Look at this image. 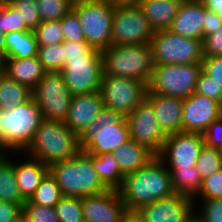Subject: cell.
<instances>
[{"label": "cell", "mask_w": 222, "mask_h": 222, "mask_svg": "<svg viewBox=\"0 0 222 222\" xmlns=\"http://www.w3.org/2000/svg\"><path fill=\"white\" fill-rule=\"evenodd\" d=\"M9 222H25V220H24V218H23V216L21 214L17 219H15L13 221H9Z\"/></svg>", "instance_id": "obj_56"}, {"label": "cell", "mask_w": 222, "mask_h": 222, "mask_svg": "<svg viewBox=\"0 0 222 222\" xmlns=\"http://www.w3.org/2000/svg\"><path fill=\"white\" fill-rule=\"evenodd\" d=\"M194 210L192 198L174 193L168 198L143 205L137 211L145 222H187L195 213Z\"/></svg>", "instance_id": "obj_16"}, {"label": "cell", "mask_w": 222, "mask_h": 222, "mask_svg": "<svg viewBox=\"0 0 222 222\" xmlns=\"http://www.w3.org/2000/svg\"><path fill=\"white\" fill-rule=\"evenodd\" d=\"M0 54L6 56L5 34L0 32Z\"/></svg>", "instance_id": "obj_54"}, {"label": "cell", "mask_w": 222, "mask_h": 222, "mask_svg": "<svg viewBox=\"0 0 222 222\" xmlns=\"http://www.w3.org/2000/svg\"><path fill=\"white\" fill-rule=\"evenodd\" d=\"M195 167L203 179L211 176L222 168V150L204 144Z\"/></svg>", "instance_id": "obj_34"}, {"label": "cell", "mask_w": 222, "mask_h": 222, "mask_svg": "<svg viewBox=\"0 0 222 222\" xmlns=\"http://www.w3.org/2000/svg\"><path fill=\"white\" fill-rule=\"evenodd\" d=\"M183 0H139L137 5L155 31L171 27Z\"/></svg>", "instance_id": "obj_22"}, {"label": "cell", "mask_w": 222, "mask_h": 222, "mask_svg": "<svg viewBox=\"0 0 222 222\" xmlns=\"http://www.w3.org/2000/svg\"><path fill=\"white\" fill-rule=\"evenodd\" d=\"M54 209L59 222H82L84 220L80 197L63 196Z\"/></svg>", "instance_id": "obj_35"}, {"label": "cell", "mask_w": 222, "mask_h": 222, "mask_svg": "<svg viewBox=\"0 0 222 222\" xmlns=\"http://www.w3.org/2000/svg\"><path fill=\"white\" fill-rule=\"evenodd\" d=\"M63 197L60 187L50 172L43 178L42 182L33 195L24 204H36L54 207Z\"/></svg>", "instance_id": "obj_31"}, {"label": "cell", "mask_w": 222, "mask_h": 222, "mask_svg": "<svg viewBox=\"0 0 222 222\" xmlns=\"http://www.w3.org/2000/svg\"><path fill=\"white\" fill-rule=\"evenodd\" d=\"M4 152L1 150V148H0V156L3 154Z\"/></svg>", "instance_id": "obj_60"}, {"label": "cell", "mask_w": 222, "mask_h": 222, "mask_svg": "<svg viewBox=\"0 0 222 222\" xmlns=\"http://www.w3.org/2000/svg\"><path fill=\"white\" fill-rule=\"evenodd\" d=\"M7 58H29L37 56L38 43L32 30L15 31L5 34Z\"/></svg>", "instance_id": "obj_29"}, {"label": "cell", "mask_w": 222, "mask_h": 222, "mask_svg": "<svg viewBox=\"0 0 222 222\" xmlns=\"http://www.w3.org/2000/svg\"><path fill=\"white\" fill-rule=\"evenodd\" d=\"M204 57L222 56V29L210 35H203Z\"/></svg>", "instance_id": "obj_46"}, {"label": "cell", "mask_w": 222, "mask_h": 222, "mask_svg": "<svg viewBox=\"0 0 222 222\" xmlns=\"http://www.w3.org/2000/svg\"><path fill=\"white\" fill-rule=\"evenodd\" d=\"M30 31L19 12L8 2L0 3V32Z\"/></svg>", "instance_id": "obj_37"}, {"label": "cell", "mask_w": 222, "mask_h": 222, "mask_svg": "<svg viewBox=\"0 0 222 222\" xmlns=\"http://www.w3.org/2000/svg\"><path fill=\"white\" fill-rule=\"evenodd\" d=\"M167 169L170 173L173 191L192 198L195 205L198 204L196 203V195L201 190L203 178L197 171L196 167Z\"/></svg>", "instance_id": "obj_27"}, {"label": "cell", "mask_w": 222, "mask_h": 222, "mask_svg": "<svg viewBox=\"0 0 222 222\" xmlns=\"http://www.w3.org/2000/svg\"><path fill=\"white\" fill-rule=\"evenodd\" d=\"M6 60L7 57L0 54V77L6 74Z\"/></svg>", "instance_id": "obj_53"}, {"label": "cell", "mask_w": 222, "mask_h": 222, "mask_svg": "<svg viewBox=\"0 0 222 222\" xmlns=\"http://www.w3.org/2000/svg\"><path fill=\"white\" fill-rule=\"evenodd\" d=\"M45 73L46 71L37 56L7 58L6 60V75L31 90L35 88Z\"/></svg>", "instance_id": "obj_25"}, {"label": "cell", "mask_w": 222, "mask_h": 222, "mask_svg": "<svg viewBox=\"0 0 222 222\" xmlns=\"http://www.w3.org/2000/svg\"><path fill=\"white\" fill-rule=\"evenodd\" d=\"M32 94L44 120H65L73 95L67 89L61 72H46Z\"/></svg>", "instance_id": "obj_13"}, {"label": "cell", "mask_w": 222, "mask_h": 222, "mask_svg": "<svg viewBox=\"0 0 222 222\" xmlns=\"http://www.w3.org/2000/svg\"><path fill=\"white\" fill-rule=\"evenodd\" d=\"M202 71L222 87V56L204 57Z\"/></svg>", "instance_id": "obj_45"}, {"label": "cell", "mask_w": 222, "mask_h": 222, "mask_svg": "<svg viewBox=\"0 0 222 222\" xmlns=\"http://www.w3.org/2000/svg\"><path fill=\"white\" fill-rule=\"evenodd\" d=\"M99 91L104 106L117 111L126 118L146 99L148 85L146 82L135 79L103 73Z\"/></svg>", "instance_id": "obj_10"}, {"label": "cell", "mask_w": 222, "mask_h": 222, "mask_svg": "<svg viewBox=\"0 0 222 222\" xmlns=\"http://www.w3.org/2000/svg\"><path fill=\"white\" fill-rule=\"evenodd\" d=\"M84 220L90 222H122L126 205L119 190L104 192L81 198Z\"/></svg>", "instance_id": "obj_18"}, {"label": "cell", "mask_w": 222, "mask_h": 222, "mask_svg": "<svg viewBox=\"0 0 222 222\" xmlns=\"http://www.w3.org/2000/svg\"><path fill=\"white\" fill-rule=\"evenodd\" d=\"M196 196L201 199H222V168L203 179L201 190Z\"/></svg>", "instance_id": "obj_42"}, {"label": "cell", "mask_w": 222, "mask_h": 222, "mask_svg": "<svg viewBox=\"0 0 222 222\" xmlns=\"http://www.w3.org/2000/svg\"><path fill=\"white\" fill-rule=\"evenodd\" d=\"M119 192L127 210H138L143 205L175 193L169 170L158 156L136 172L125 176Z\"/></svg>", "instance_id": "obj_1"}, {"label": "cell", "mask_w": 222, "mask_h": 222, "mask_svg": "<svg viewBox=\"0 0 222 222\" xmlns=\"http://www.w3.org/2000/svg\"><path fill=\"white\" fill-rule=\"evenodd\" d=\"M154 34L138 5L114 6L111 45L150 44Z\"/></svg>", "instance_id": "obj_11"}, {"label": "cell", "mask_w": 222, "mask_h": 222, "mask_svg": "<svg viewBox=\"0 0 222 222\" xmlns=\"http://www.w3.org/2000/svg\"><path fill=\"white\" fill-rule=\"evenodd\" d=\"M154 66L201 63L203 40L172 33L169 29L155 31L151 42Z\"/></svg>", "instance_id": "obj_8"}, {"label": "cell", "mask_w": 222, "mask_h": 222, "mask_svg": "<svg viewBox=\"0 0 222 222\" xmlns=\"http://www.w3.org/2000/svg\"><path fill=\"white\" fill-rule=\"evenodd\" d=\"M207 10L213 11L222 17V0H200Z\"/></svg>", "instance_id": "obj_50"}, {"label": "cell", "mask_w": 222, "mask_h": 222, "mask_svg": "<svg viewBox=\"0 0 222 222\" xmlns=\"http://www.w3.org/2000/svg\"><path fill=\"white\" fill-rule=\"evenodd\" d=\"M146 100L152 105L157 122L166 135L182 132V98L147 92Z\"/></svg>", "instance_id": "obj_21"}, {"label": "cell", "mask_w": 222, "mask_h": 222, "mask_svg": "<svg viewBox=\"0 0 222 222\" xmlns=\"http://www.w3.org/2000/svg\"><path fill=\"white\" fill-rule=\"evenodd\" d=\"M28 158V159H27ZM25 162L14 161V172L22 197L27 201L36 191L43 178L49 173V167L41 161L27 157Z\"/></svg>", "instance_id": "obj_23"}, {"label": "cell", "mask_w": 222, "mask_h": 222, "mask_svg": "<svg viewBox=\"0 0 222 222\" xmlns=\"http://www.w3.org/2000/svg\"><path fill=\"white\" fill-rule=\"evenodd\" d=\"M61 73L72 95L99 91L104 73L102 51L94 49L86 57L70 58Z\"/></svg>", "instance_id": "obj_12"}, {"label": "cell", "mask_w": 222, "mask_h": 222, "mask_svg": "<svg viewBox=\"0 0 222 222\" xmlns=\"http://www.w3.org/2000/svg\"><path fill=\"white\" fill-rule=\"evenodd\" d=\"M204 146L202 134L178 132L167 135L158 157L167 168H190L196 165Z\"/></svg>", "instance_id": "obj_15"}, {"label": "cell", "mask_w": 222, "mask_h": 222, "mask_svg": "<svg viewBox=\"0 0 222 222\" xmlns=\"http://www.w3.org/2000/svg\"><path fill=\"white\" fill-rule=\"evenodd\" d=\"M9 0H0V3L8 2Z\"/></svg>", "instance_id": "obj_59"}, {"label": "cell", "mask_w": 222, "mask_h": 222, "mask_svg": "<svg viewBox=\"0 0 222 222\" xmlns=\"http://www.w3.org/2000/svg\"><path fill=\"white\" fill-rule=\"evenodd\" d=\"M64 41L86 42L77 14L71 9L60 19Z\"/></svg>", "instance_id": "obj_40"}, {"label": "cell", "mask_w": 222, "mask_h": 222, "mask_svg": "<svg viewBox=\"0 0 222 222\" xmlns=\"http://www.w3.org/2000/svg\"><path fill=\"white\" fill-rule=\"evenodd\" d=\"M81 150V139L64 121L43 120L31 144L23 152L26 157L41 161L46 166L74 157ZM29 154V156H28Z\"/></svg>", "instance_id": "obj_2"}, {"label": "cell", "mask_w": 222, "mask_h": 222, "mask_svg": "<svg viewBox=\"0 0 222 222\" xmlns=\"http://www.w3.org/2000/svg\"><path fill=\"white\" fill-rule=\"evenodd\" d=\"M220 118V103L193 92L183 99L182 132L202 134L212 122Z\"/></svg>", "instance_id": "obj_17"}, {"label": "cell", "mask_w": 222, "mask_h": 222, "mask_svg": "<svg viewBox=\"0 0 222 222\" xmlns=\"http://www.w3.org/2000/svg\"><path fill=\"white\" fill-rule=\"evenodd\" d=\"M74 0H36L41 20H60L71 9Z\"/></svg>", "instance_id": "obj_36"}, {"label": "cell", "mask_w": 222, "mask_h": 222, "mask_svg": "<svg viewBox=\"0 0 222 222\" xmlns=\"http://www.w3.org/2000/svg\"><path fill=\"white\" fill-rule=\"evenodd\" d=\"M195 92L205 97L216 100L220 103L222 100V87L212 80L211 77L201 71L196 84Z\"/></svg>", "instance_id": "obj_43"}, {"label": "cell", "mask_w": 222, "mask_h": 222, "mask_svg": "<svg viewBox=\"0 0 222 222\" xmlns=\"http://www.w3.org/2000/svg\"><path fill=\"white\" fill-rule=\"evenodd\" d=\"M22 216L25 222H59L54 207L24 204Z\"/></svg>", "instance_id": "obj_39"}, {"label": "cell", "mask_w": 222, "mask_h": 222, "mask_svg": "<svg viewBox=\"0 0 222 222\" xmlns=\"http://www.w3.org/2000/svg\"><path fill=\"white\" fill-rule=\"evenodd\" d=\"M30 30H34L41 22V16L37 8L36 0H9Z\"/></svg>", "instance_id": "obj_38"}, {"label": "cell", "mask_w": 222, "mask_h": 222, "mask_svg": "<svg viewBox=\"0 0 222 222\" xmlns=\"http://www.w3.org/2000/svg\"><path fill=\"white\" fill-rule=\"evenodd\" d=\"M91 161L99 179L108 188L119 190L124 182V175L115 160L113 153L92 154Z\"/></svg>", "instance_id": "obj_28"}, {"label": "cell", "mask_w": 222, "mask_h": 222, "mask_svg": "<svg viewBox=\"0 0 222 222\" xmlns=\"http://www.w3.org/2000/svg\"><path fill=\"white\" fill-rule=\"evenodd\" d=\"M202 136L206 146L222 150V118L208 125Z\"/></svg>", "instance_id": "obj_44"}, {"label": "cell", "mask_w": 222, "mask_h": 222, "mask_svg": "<svg viewBox=\"0 0 222 222\" xmlns=\"http://www.w3.org/2000/svg\"><path fill=\"white\" fill-rule=\"evenodd\" d=\"M100 91L73 95L64 120L65 125L80 139L92 128L95 118L104 108Z\"/></svg>", "instance_id": "obj_19"}, {"label": "cell", "mask_w": 222, "mask_h": 222, "mask_svg": "<svg viewBox=\"0 0 222 222\" xmlns=\"http://www.w3.org/2000/svg\"><path fill=\"white\" fill-rule=\"evenodd\" d=\"M63 196L86 197L108 190L95 171L91 153L80 150L74 157L49 167Z\"/></svg>", "instance_id": "obj_3"}, {"label": "cell", "mask_w": 222, "mask_h": 222, "mask_svg": "<svg viewBox=\"0 0 222 222\" xmlns=\"http://www.w3.org/2000/svg\"><path fill=\"white\" fill-rule=\"evenodd\" d=\"M129 139L125 117L104 107L95 118L92 128L81 139V150L95 155L110 153Z\"/></svg>", "instance_id": "obj_6"}, {"label": "cell", "mask_w": 222, "mask_h": 222, "mask_svg": "<svg viewBox=\"0 0 222 222\" xmlns=\"http://www.w3.org/2000/svg\"><path fill=\"white\" fill-rule=\"evenodd\" d=\"M201 71V63L156 65L147 92L185 99L195 92Z\"/></svg>", "instance_id": "obj_9"}, {"label": "cell", "mask_w": 222, "mask_h": 222, "mask_svg": "<svg viewBox=\"0 0 222 222\" xmlns=\"http://www.w3.org/2000/svg\"><path fill=\"white\" fill-rule=\"evenodd\" d=\"M205 7L200 0H183L169 30L177 35L203 40Z\"/></svg>", "instance_id": "obj_20"}, {"label": "cell", "mask_w": 222, "mask_h": 222, "mask_svg": "<svg viewBox=\"0 0 222 222\" xmlns=\"http://www.w3.org/2000/svg\"><path fill=\"white\" fill-rule=\"evenodd\" d=\"M187 222H202L194 213Z\"/></svg>", "instance_id": "obj_55"}, {"label": "cell", "mask_w": 222, "mask_h": 222, "mask_svg": "<svg viewBox=\"0 0 222 222\" xmlns=\"http://www.w3.org/2000/svg\"><path fill=\"white\" fill-rule=\"evenodd\" d=\"M63 49H64V64L70 58L86 57L94 50V48L90 46L87 42H70V41H63Z\"/></svg>", "instance_id": "obj_47"}, {"label": "cell", "mask_w": 222, "mask_h": 222, "mask_svg": "<svg viewBox=\"0 0 222 222\" xmlns=\"http://www.w3.org/2000/svg\"><path fill=\"white\" fill-rule=\"evenodd\" d=\"M112 153L124 176L136 172L156 157L147 147L131 139L121 144Z\"/></svg>", "instance_id": "obj_24"}, {"label": "cell", "mask_w": 222, "mask_h": 222, "mask_svg": "<svg viewBox=\"0 0 222 222\" xmlns=\"http://www.w3.org/2000/svg\"><path fill=\"white\" fill-rule=\"evenodd\" d=\"M43 120L42 112L33 98L9 111H2L1 150L4 153L13 151L15 155L24 152Z\"/></svg>", "instance_id": "obj_4"}, {"label": "cell", "mask_w": 222, "mask_h": 222, "mask_svg": "<svg viewBox=\"0 0 222 222\" xmlns=\"http://www.w3.org/2000/svg\"><path fill=\"white\" fill-rule=\"evenodd\" d=\"M38 46L60 44L64 41V33L60 20L42 21L33 30Z\"/></svg>", "instance_id": "obj_32"}, {"label": "cell", "mask_w": 222, "mask_h": 222, "mask_svg": "<svg viewBox=\"0 0 222 222\" xmlns=\"http://www.w3.org/2000/svg\"><path fill=\"white\" fill-rule=\"evenodd\" d=\"M72 10L77 14L85 41L98 51L111 46L114 6L105 0H74Z\"/></svg>", "instance_id": "obj_7"}, {"label": "cell", "mask_w": 222, "mask_h": 222, "mask_svg": "<svg viewBox=\"0 0 222 222\" xmlns=\"http://www.w3.org/2000/svg\"><path fill=\"white\" fill-rule=\"evenodd\" d=\"M220 29H222V17L205 8L204 35L213 34Z\"/></svg>", "instance_id": "obj_49"}, {"label": "cell", "mask_w": 222, "mask_h": 222, "mask_svg": "<svg viewBox=\"0 0 222 222\" xmlns=\"http://www.w3.org/2000/svg\"><path fill=\"white\" fill-rule=\"evenodd\" d=\"M2 121V111L0 110V126ZM0 148H1V127H0Z\"/></svg>", "instance_id": "obj_57"}, {"label": "cell", "mask_w": 222, "mask_h": 222, "mask_svg": "<svg viewBox=\"0 0 222 222\" xmlns=\"http://www.w3.org/2000/svg\"><path fill=\"white\" fill-rule=\"evenodd\" d=\"M112 6L137 5L139 0H105Z\"/></svg>", "instance_id": "obj_52"}, {"label": "cell", "mask_w": 222, "mask_h": 222, "mask_svg": "<svg viewBox=\"0 0 222 222\" xmlns=\"http://www.w3.org/2000/svg\"><path fill=\"white\" fill-rule=\"evenodd\" d=\"M0 201L19 204L21 207L26 202L20 193L14 172V161L8 152L0 156Z\"/></svg>", "instance_id": "obj_26"}, {"label": "cell", "mask_w": 222, "mask_h": 222, "mask_svg": "<svg viewBox=\"0 0 222 222\" xmlns=\"http://www.w3.org/2000/svg\"><path fill=\"white\" fill-rule=\"evenodd\" d=\"M22 214L19 204L0 201V222H9L17 219Z\"/></svg>", "instance_id": "obj_48"}, {"label": "cell", "mask_w": 222, "mask_h": 222, "mask_svg": "<svg viewBox=\"0 0 222 222\" xmlns=\"http://www.w3.org/2000/svg\"><path fill=\"white\" fill-rule=\"evenodd\" d=\"M130 139L160 154L167 135L160 128L152 105L145 99L126 118Z\"/></svg>", "instance_id": "obj_14"}, {"label": "cell", "mask_w": 222, "mask_h": 222, "mask_svg": "<svg viewBox=\"0 0 222 222\" xmlns=\"http://www.w3.org/2000/svg\"><path fill=\"white\" fill-rule=\"evenodd\" d=\"M122 222H145V221L137 210H127L123 215Z\"/></svg>", "instance_id": "obj_51"}, {"label": "cell", "mask_w": 222, "mask_h": 222, "mask_svg": "<svg viewBox=\"0 0 222 222\" xmlns=\"http://www.w3.org/2000/svg\"><path fill=\"white\" fill-rule=\"evenodd\" d=\"M33 98L32 90L6 74L0 77V110L9 111Z\"/></svg>", "instance_id": "obj_30"}, {"label": "cell", "mask_w": 222, "mask_h": 222, "mask_svg": "<svg viewBox=\"0 0 222 222\" xmlns=\"http://www.w3.org/2000/svg\"><path fill=\"white\" fill-rule=\"evenodd\" d=\"M199 207L195 205V214L202 222H222V199H202ZM197 211V213H196Z\"/></svg>", "instance_id": "obj_41"}, {"label": "cell", "mask_w": 222, "mask_h": 222, "mask_svg": "<svg viewBox=\"0 0 222 222\" xmlns=\"http://www.w3.org/2000/svg\"><path fill=\"white\" fill-rule=\"evenodd\" d=\"M105 75L150 81L154 69L150 44L111 45L102 51Z\"/></svg>", "instance_id": "obj_5"}, {"label": "cell", "mask_w": 222, "mask_h": 222, "mask_svg": "<svg viewBox=\"0 0 222 222\" xmlns=\"http://www.w3.org/2000/svg\"><path fill=\"white\" fill-rule=\"evenodd\" d=\"M220 118H222V100L220 101Z\"/></svg>", "instance_id": "obj_58"}, {"label": "cell", "mask_w": 222, "mask_h": 222, "mask_svg": "<svg viewBox=\"0 0 222 222\" xmlns=\"http://www.w3.org/2000/svg\"><path fill=\"white\" fill-rule=\"evenodd\" d=\"M37 57L46 72H61L64 67L63 42L54 45L38 46Z\"/></svg>", "instance_id": "obj_33"}]
</instances>
